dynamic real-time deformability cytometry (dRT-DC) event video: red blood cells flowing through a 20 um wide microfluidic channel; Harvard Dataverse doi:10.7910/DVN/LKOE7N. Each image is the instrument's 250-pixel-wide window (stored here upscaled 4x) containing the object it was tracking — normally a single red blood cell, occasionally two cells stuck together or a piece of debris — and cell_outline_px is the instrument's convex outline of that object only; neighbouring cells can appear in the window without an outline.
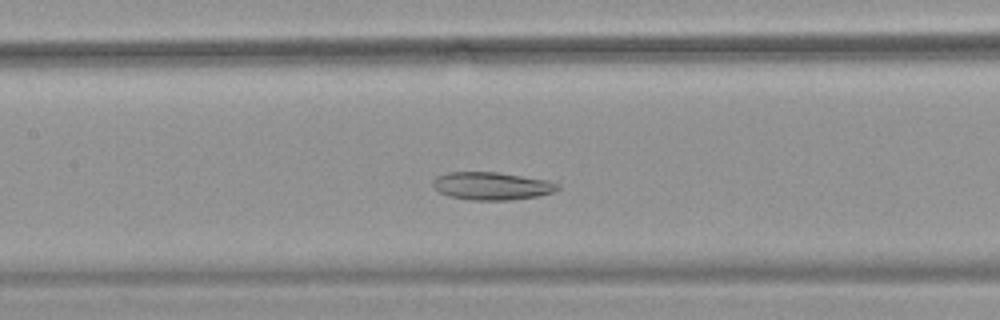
{"species": "common noctule bat (a hibernating species)", "species_latin": "Nyctalus noctula", "temperature_condition": "warm", "stored_images_in_passage": 49, "camera_frame_rate_fps": 3000, "um_per_image_px": 0.085, "animal": {"sex": "female", "body_mass_g": 18.4}, "frame": {"image": 1, "passage_image": 21, "time_ms": 6.667, "image_size_px": [1000, 320], "cell_outline_px": [[560, 188], [552, 192], [536, 196], [512, 200], [468, 200], [448, 196], [440, 192], [432, 184], [432, 180], [436, 176], [448, 172], [496, 172], [548, 180], [560, 184]], "centroid_in_image_um": [41.78, 15.81], "position_along_channel_um": 165.6, "area_um2": 20.23}}
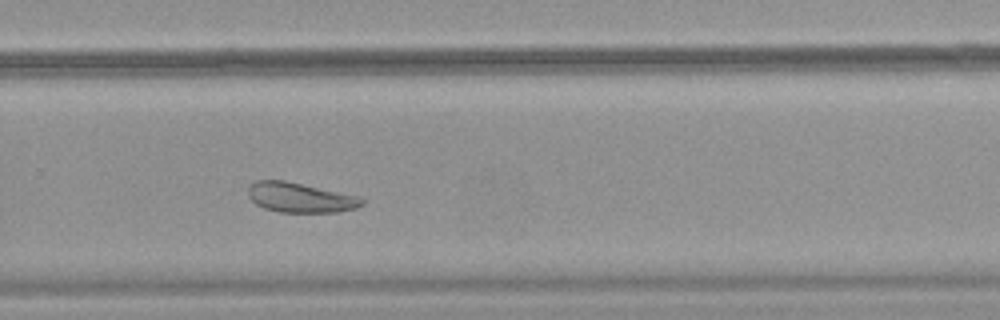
{"frame": {"image": 2, "passage_image": 32, "time_ms": 10.333, "image_size_px": [1000, 320], "cell_outline_px": [[364, 204], [356, 208], [336, 212], [280, 212], [264, 208], [256, 204], [248, 196], [248, 188], [256, 180], [284, 180], [360, 196], [364, 200]], "centroid_in_image_um": [25.53, 16.79], "position_along_channel_um": 304.3, "area_um2": 19.77}}
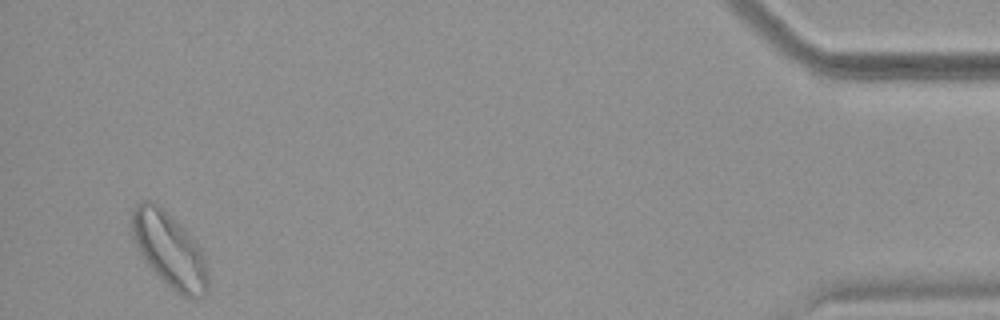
{"frame": {"image": 3, "passage_image": 47, "time_ms": 15.333, "image_size_px": [1000, 320], "cell_outline_px": [[208, 292], [204, 296], [192, 300], [176, 292], [140, 256], [136, 248], [132, 236], [132, 208], [140, 200], [152, 200], [184, 228], [200, 248], [204, 260], [208, 276]], "centroid_in_image_um": [14.38, 21.24], "position_along_channel_um": 420.8, "area_um2": 32.89}, "authors_computed_cell_mechanics": {"area_um2": 24.854, "velocity_mm_per_s": 3.7943, "shape_relaxation_time_tau1_ms": null, "shape_relaxation_time_tau2_ms": 9.1423, "deformation_change_tau1": null, "deformation_change_tau2": 0.1658}}